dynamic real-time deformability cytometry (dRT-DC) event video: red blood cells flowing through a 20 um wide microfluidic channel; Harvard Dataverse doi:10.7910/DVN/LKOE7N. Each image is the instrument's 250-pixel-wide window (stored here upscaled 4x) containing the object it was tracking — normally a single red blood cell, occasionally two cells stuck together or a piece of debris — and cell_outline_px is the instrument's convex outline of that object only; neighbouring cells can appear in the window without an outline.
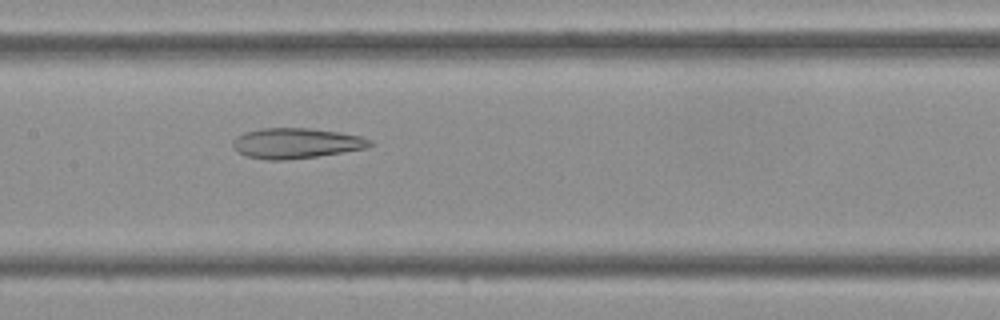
{"species": "Egyptian fruit bat (a non-hibernating species)", "species_latin": "Rousettus aegyptiacus", "temperature_condition": "cold", "stored_images_in_passage": 37, "camera_frame_rate_fps": 3000, "um_per_image_px": 0.085, "frame": {"image": 1, "passage_image": 14, "time_ms": 4.333, "image_size_px": [1000, 320], "cell_outline_px": [[372, 144], [368, 148], [316, 156], [284, 160], [264, 160], [244, 156], [236, 152], [232, 148], [232, 140], [236, 136], [244, 132], [260, 128], [312, 128], [340, 132], [360, 136], [372, 140]], "centroid_in_image_um": [25.11, 12.17], "position_along_channel_um": 182.3, "area_um2": 24.57}}
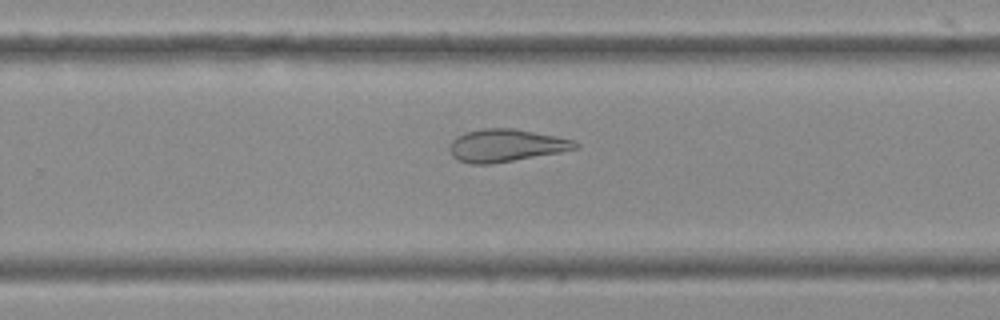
{"frame": {"image": 2, "passage_image": 21, "time_ms": 6.667, "image_size_px": [1000, 320], "cell_outline_px": [[580, 148], [560, 152], [492, 164], [472, 164], [460, 160], [452, 156], [448, 148], [448, 144], [456, 136], [464, 132], [484, 128], [512, 128], [556, 136], [572, 140], [580, 144]], "centroid_in_image_um": [42.98, 12.36], "position_along_channel_um": 286.8, "area_um2": 23.93}}
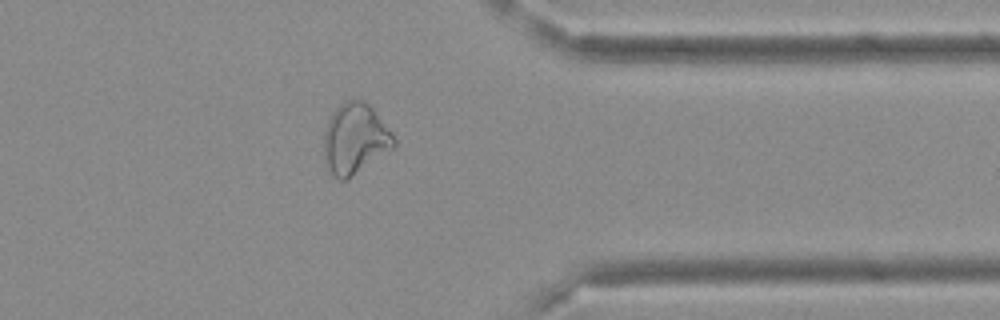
{"frame": {"image": 3, "passage_image": 28, "time_ms": 9.0, "image_size_px": [1000, 320], "cell_outline_px": [[396, 144], [392, 148], [348, 180], [340, 180], [328, 168], [324, 160], [324, 132], [328, 120], [336, 108], [340, 104], [348, 100], [364, 100], [372, 108], [396, 140]], "centroid_in_image_um": [30.15, 11.81], "position_along_channel_um": 381.2, "area_um2": 28.32}}